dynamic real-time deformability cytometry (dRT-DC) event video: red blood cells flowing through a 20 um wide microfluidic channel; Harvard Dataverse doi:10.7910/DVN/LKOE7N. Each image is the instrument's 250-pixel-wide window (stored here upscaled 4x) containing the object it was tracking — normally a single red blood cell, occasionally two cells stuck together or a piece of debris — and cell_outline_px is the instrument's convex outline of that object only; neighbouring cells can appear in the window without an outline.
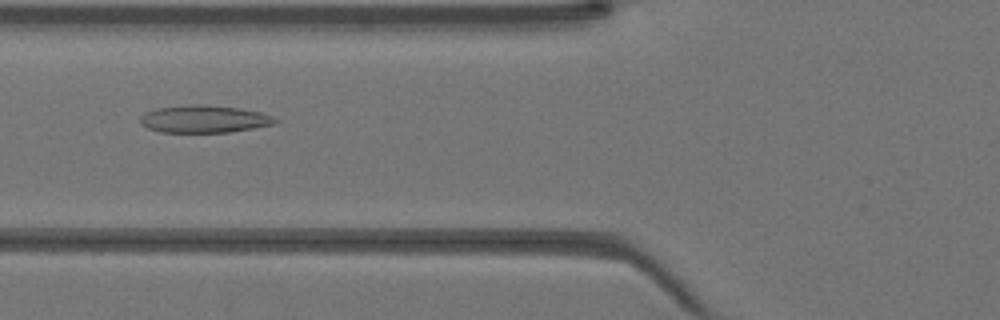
{"species": "Egyptian fruit bat (a non-hibernating species)", "species_latin": "Rousettus aegyptiacus", "temperature_condition": "warm", "stored_images_in_passage": 40, "camera_frame_rate_fps": 3000, "um_per_image_px": 0.085, "animal": {"sex": "female"}, "frame": {"image": 1, "passage_image": 14, "time_ms": 4.333, "image_size_px": [1000, 320], "cell_outline_px": [[280, 120], [272, 124], [252, 128], [228, 132], [160, 132], [148, 128], [140, 124], [140, 116], [144, 112], [156, 108], [188, 104], [200, 104], [240, 108], [260, 112], [272, 116]], "centroid_in_image_um": [17.3, 10.11], "position_along_channel_um": 108.5, "area_um2": 21.62}}
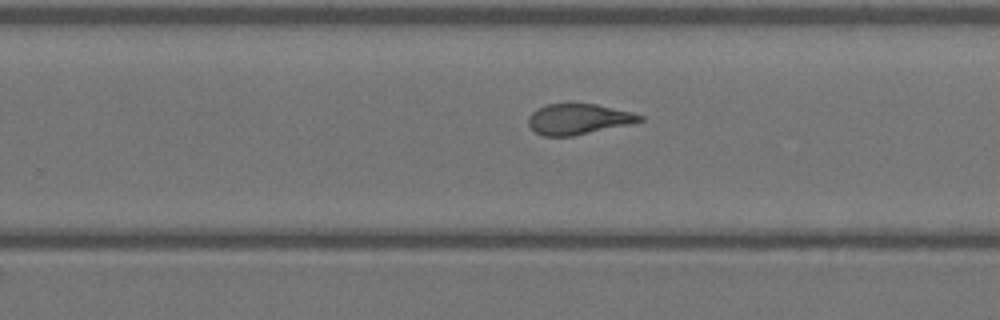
{"frame": {"image": 2, "passage_image": 25, "time_ms": 8.0, "image_size_px": [1000, 320], "cell_outline_px": [[644, 120], [632, 124], [572, 136], [544, 136], [536, 132], [528, 124], [528, 116], [536, 108], [548, 104], [596, 104], [632, 112], [644, 116]], "centroid_in_image_um": [49.18, 10.12], "position_along_channel_um": 280.6, "area_um2": 19.88}}
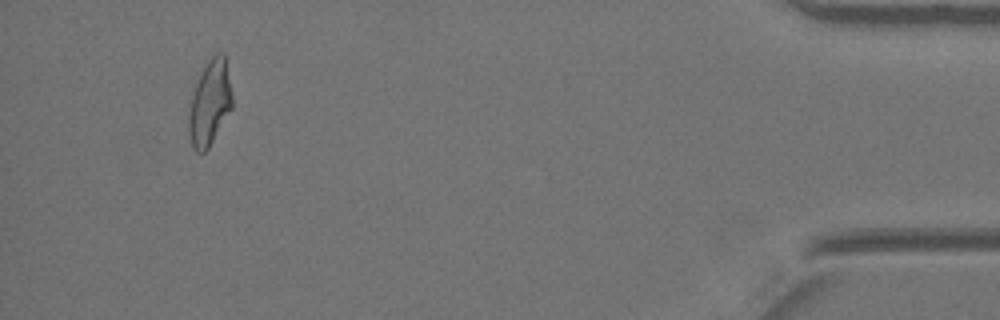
{"frame": {"image": 3, "passage_image": 38, "time_ms": 12.333, "image_size_px": [1000, 320], "cell_outline_px": [[232, 108], [208, 148], [204, 152], [196, 152], [192, 148], [188, 132], [188, 112], [192, 96], [196, 84], [208, 60], [212, 56], [220, 52], [224, 52], [232, 92]], "centroid_in_image_um": [17.83, 8.77], "position_along_channel_um": 417.4, "area_um2": 21.39}}